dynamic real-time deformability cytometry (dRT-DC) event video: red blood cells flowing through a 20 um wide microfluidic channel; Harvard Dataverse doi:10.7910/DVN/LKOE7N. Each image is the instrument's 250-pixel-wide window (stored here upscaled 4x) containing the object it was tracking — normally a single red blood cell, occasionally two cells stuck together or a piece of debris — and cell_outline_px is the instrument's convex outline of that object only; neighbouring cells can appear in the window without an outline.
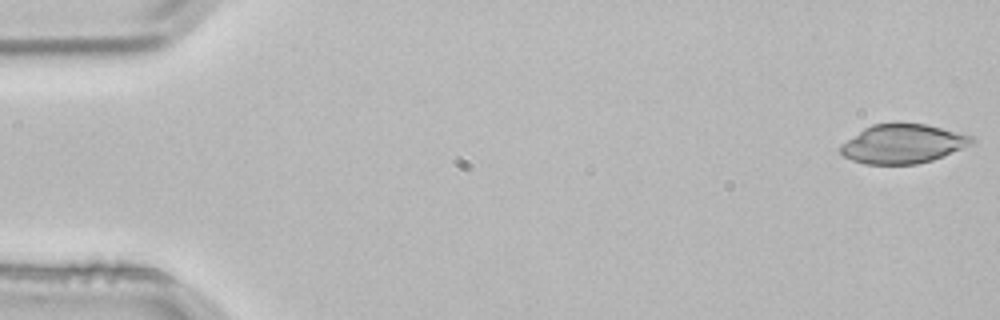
{"species": "common noctule bat (a hibernating species)", "species_latin": "Nyctalus noctula", "temperature_condition": "room temperature", "stored_images_in_passage": 3, "camera_frame_rate_fps": 3000, "um_per_image_px": 0.085, "animal": {"sex": "male", "body_mass_g": 21.5, "forearm_length_mm": 52.0}, "frame": {"image": 1, "passage_image": 1, "time_ms": 0.0, "image_size_px": [1000, 320], "cell_outline_px": [[976, 140], [972, 144], [932, 160], [916, 164], [864, 164], [852, 160], [844, 156], [836, 148], [840, 144], [864, 128], [872, 124], [896, 120], [924, 124], [972, 136]], "centroid_in_image_um": [76.67, 12.19], "position_along_channel_um": 8.3, "area_um2": 30.35}}
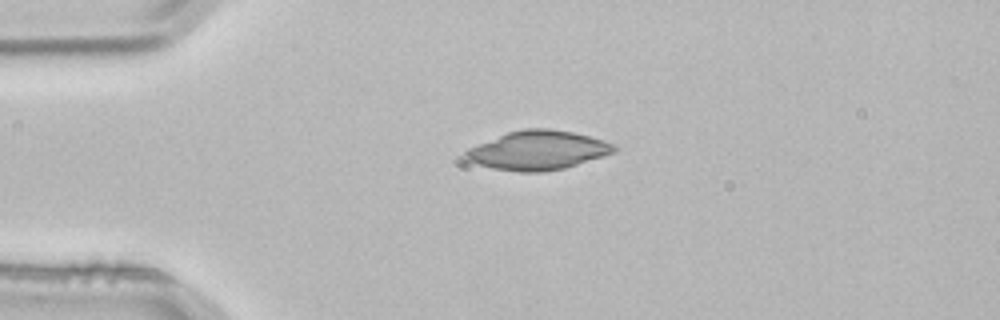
{"frame": {"image": 2, "passage_image": 3, "time_ms": 0.667, "image_size_px": [1000, 320], "cell_outline_px": [[616, 148], [612, 152], [564, 168], [544, 172], [520, 172], [492, 168], [468, 160], [464, 156], [464, 152], [468, 148], [508, 132], [524, 128], [548, 128], [572, 132], [604, 140], [616, 144]], "centroid_in_image_um": [45.69, 12.77], "position_along_channel_um": 39.3, "area_um2": 33.29}}